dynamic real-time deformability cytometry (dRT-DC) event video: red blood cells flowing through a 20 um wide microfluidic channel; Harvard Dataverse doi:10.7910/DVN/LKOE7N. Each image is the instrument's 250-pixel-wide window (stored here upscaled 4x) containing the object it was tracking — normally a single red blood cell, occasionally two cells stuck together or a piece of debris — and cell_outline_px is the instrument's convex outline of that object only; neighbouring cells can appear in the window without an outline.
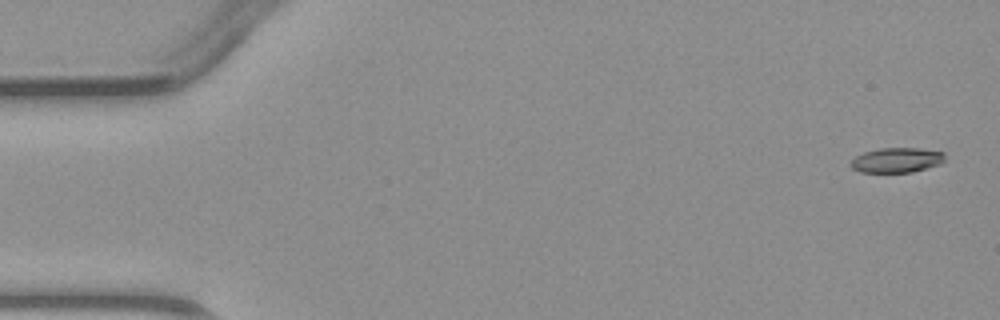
{"species": "common noctule bat (a hibernating species)", "species_latin": "Nyctalus noctula", "temperature_condition": "warm", "stored_images_in_passage": 4, "camera_frame_rate_fps": 3000, "um_per_image_px": 0.085, "animal": {"sex": "male", "body_mass_g": 23.1, "forearm_length_mm": 52.7}, "frame": {"image": 1, "passage_image": 1, "time_ms": 0.0, "image_size_px": [1000, 320], "cell_outline_px": [[944, 160], [940, 164], [912, 172], [860, 172], [852, 168], [848, 164], [856, 156], [864, 152], [880, 148], [920, 148], [944, 152]], "centroid_in_image_um": [76.2, 13.61], "position_along_channel_um": 8.8, "area_um2": 13.64}}
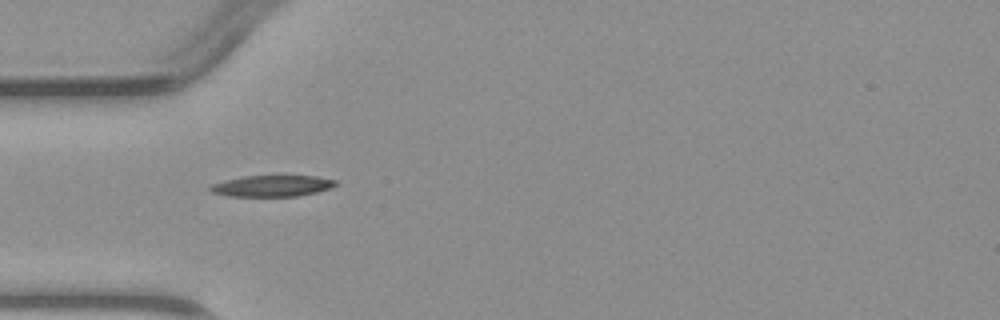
{"frame": {"image": 2, "passage_image": 4, "time_ms": 4.333, "image_size_px": [1000, 320], "cell_outline_px": [[336, 184], [328, 188], [316, 192], [296, 196], [228, 196], [212, 192], [208, 188], [212, 184], [244, 176], [316, 176], [336, 180]], "centroid_in_image_um": [23.11, 15.8], "position_along_channel_um": 61.9, "area_um2": 15.2}}